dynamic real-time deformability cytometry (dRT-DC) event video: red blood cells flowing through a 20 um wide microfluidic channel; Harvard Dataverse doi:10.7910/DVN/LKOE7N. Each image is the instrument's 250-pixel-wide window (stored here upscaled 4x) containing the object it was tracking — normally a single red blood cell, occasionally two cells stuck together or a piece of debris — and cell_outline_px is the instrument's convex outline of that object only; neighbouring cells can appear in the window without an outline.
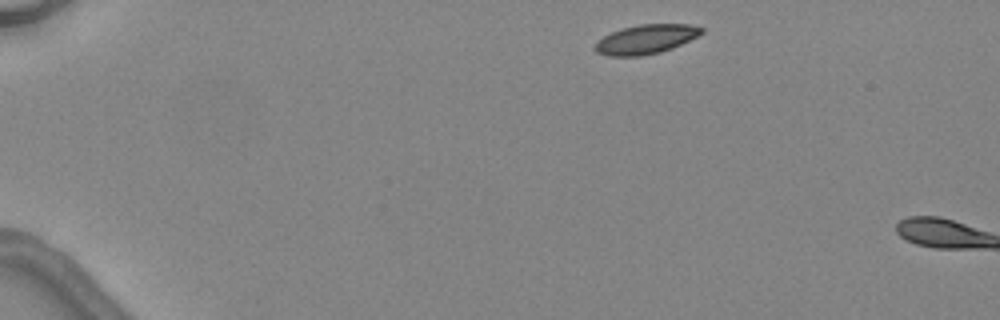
{"species": "common noctule bat (a hibernating species)", "species_latin": "Nyctalus noctula", "temperature_condition": "warm", "stored_images_in_passage": 2, "camera_frame_rate_fps": 3000, "um_per_image_px": 0.085, "animal": {"sex": "female", "body_mass_g": 24.6, "forearm_length_mm": 56.2}, "frame": {"image": 1, "passage_image": 1, "time_ms": 0.0, "image_size_px": [1000, 320], "cell_outline_px": [[704, 32], [700, 36], [672, 48], [660, 52], [640, 56], [608, 56], [596, 52], [592, 48], [604, 36], [612, 32], [624, 28], [640, 24], [688, 24], [704, 28]], "centroid_in_image_um": [54.94, 3.34], "position_along_channel_um": 30.1, "area_um2": 18.15}}